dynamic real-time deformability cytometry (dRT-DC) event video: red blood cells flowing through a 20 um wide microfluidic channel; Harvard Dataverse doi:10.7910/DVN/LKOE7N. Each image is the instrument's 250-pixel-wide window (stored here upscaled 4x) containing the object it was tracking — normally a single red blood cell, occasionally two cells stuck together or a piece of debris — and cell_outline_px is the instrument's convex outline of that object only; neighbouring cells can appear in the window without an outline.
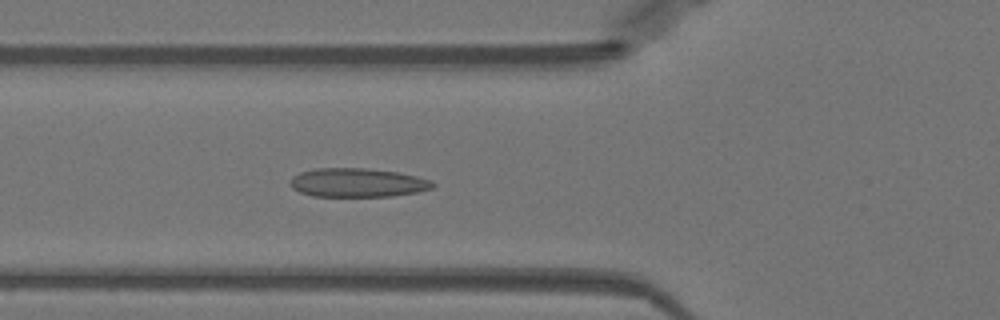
{"species": "Egyptian fruit bat (a non-hibernating species)", "species_latin": "Rousettus aegyptiacus", "temperature_condition": "warm", "stored_images_in_passage": 51, "camera_frame_rate_fps": 3000, "um_per_image_px": 0.085, "animal": {"sex": "female"}, "frame": {"image": 1, "passage_image": 19, "time_ms": 6.0, "image_size_px": [1000, 320], "cell_outline_px": [[436, 184], [432, 188], [416, 192], [392, 196], [312, 196], [300, 192], [292, 188], [288, 184], [292, 176], [300, 172], [316, 168], [368, 168], [396, 172], [416, 176], [428, 180]], "centroid_in_image_um": [30.33, 15.52], "position_along_channel_um": 95.5, "area_um2": 23.93}}
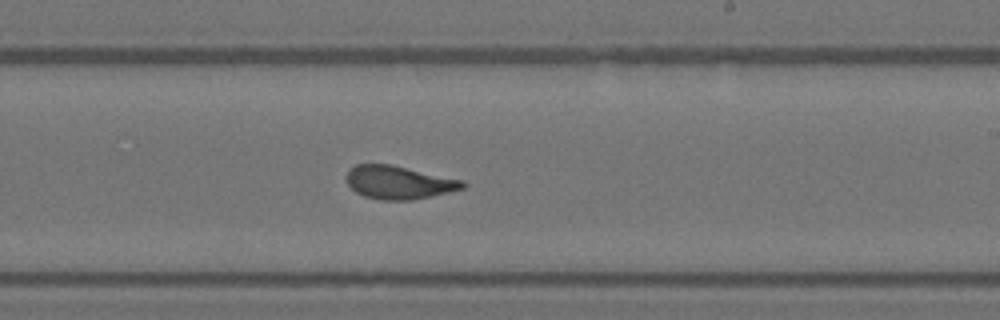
{"frame": {"image": 2, "passage_image": 31, "time_ms": 10.0, "image_size_px": [1000, 320], "cell_outline_px": [[468, 184], [464, 188], [432, 196], [412, 200], [380, 200], [364, 196], [356, 192], [348, 184], [344, 176], [348, 168], [356, 164], [392, 164], [464, 180]], "centroid_in_image_um": [33.89, 15.49], "position_along_channel_um": 255.1, "area_um2": 22.83}}
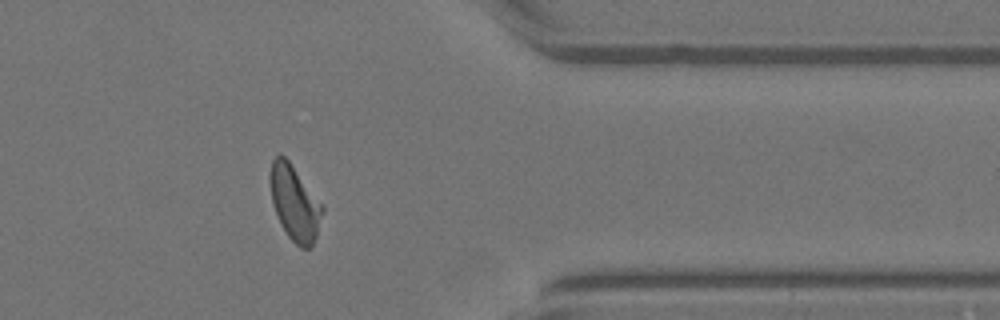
{"frame": {"image": 3, "passage_image": 42, "time_ms": 13.667, "image_size_px": [1000, 320], "cell_outline_px": [[324, 212], [312, 248], [300, 248], [288, 236], [280, 224], [272, 204], [272, 160], [280, 152], [288, 160], [324, 204]], "centroid_in_image_um": [25.1, 17.29], "position_along_channel_um": 386.3, "area_um2": 22.72}, "authors_computed_cell_mechanics": {"area_um2": 23.0044, "velocity_mm_per_s": 3.9841, "shape_relaxation_time_tau1_ms": 9.2629, "shape_relaxation_time_tau2_ms": 1.1262, "deformation_change_tau1": 0.2704, "deformation_change_tau2": 0.0691}}